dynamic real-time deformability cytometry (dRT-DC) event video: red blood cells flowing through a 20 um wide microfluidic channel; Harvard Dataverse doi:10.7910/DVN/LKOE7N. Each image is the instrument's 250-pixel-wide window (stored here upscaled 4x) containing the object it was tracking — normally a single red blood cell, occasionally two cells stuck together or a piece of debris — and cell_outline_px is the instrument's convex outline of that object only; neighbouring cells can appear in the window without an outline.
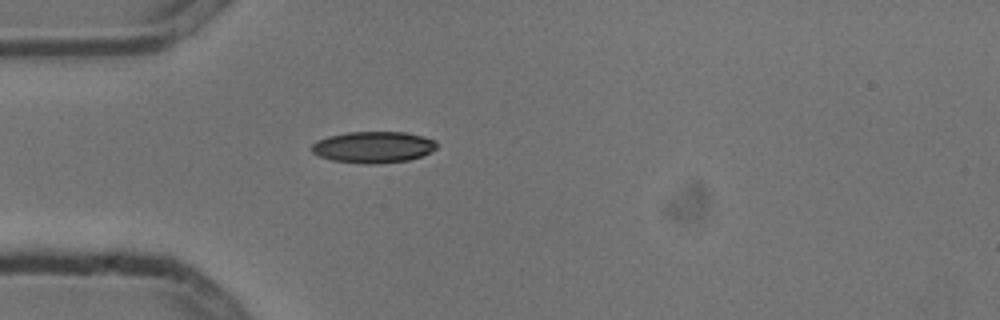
{"species": "common noctule bat (a hibernating species)", "species_latin": "Nyctalus noctula", "temperature_condition": "cold", "stored_images_in_passage": 1, "camera_frame_rate_fps": 3000, "um_per_image_px": 0.085, "animal": {"sex": "male", "body_mass_g": 13.3}, "frame": {"image": 1, "passage_image": 1, "time_ms": 0.0, "image_size_px": [1000, 320], "cell_outline_px": [[436, 148], [420, 156], [408, 160], [376, 164], [364, 164], [332, 160], [320, 156], [312, 152], [308, 148], [316, 140], [328, 136], [348, 132], [404, 132], [424, 136], [436, 140]], "centroid_in_image_um": [31.69, 12.5], "position_along_channel_um": 53.3, "area_um2": 22.95}}